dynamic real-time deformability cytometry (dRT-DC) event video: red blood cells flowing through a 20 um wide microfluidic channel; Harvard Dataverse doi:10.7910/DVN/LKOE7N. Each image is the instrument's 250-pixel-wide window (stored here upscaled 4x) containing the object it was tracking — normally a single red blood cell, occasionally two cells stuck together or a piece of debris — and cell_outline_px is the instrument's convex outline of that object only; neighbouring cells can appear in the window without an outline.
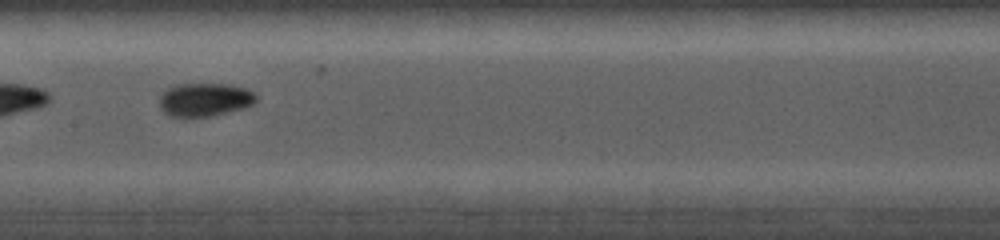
{"species": "common noctule bat (a hibernating species)", "species_latin": "Nyctalus noctula", "temperature_condition": "cold", "stored_images_in_passage": 9, "camera_frame_rate_fps": 5000, "um_per_image_px": 0.085, "animal": {"sex": "female", "body_mass_g": 19.0, "forearm_length_mm": 56.7}, "frame": {"image": 1, "passage_image": 8, "time_ms": 3.0, "image_size_px": [1000, 240], "cell_outline_px": [[256, 100], [252, 104], [244, 108], [212, 116], [184, 120], [172, 116], [164, 112], [160, 108], [160, 96], [168, 88], [176, 84], [232, 84], [244, 88], [252, 92], [256, 96]], "centroid_in_image_um": [17.36, 8.5], "position_along_channel_um": 190.0, "area_um2": 19.19}}